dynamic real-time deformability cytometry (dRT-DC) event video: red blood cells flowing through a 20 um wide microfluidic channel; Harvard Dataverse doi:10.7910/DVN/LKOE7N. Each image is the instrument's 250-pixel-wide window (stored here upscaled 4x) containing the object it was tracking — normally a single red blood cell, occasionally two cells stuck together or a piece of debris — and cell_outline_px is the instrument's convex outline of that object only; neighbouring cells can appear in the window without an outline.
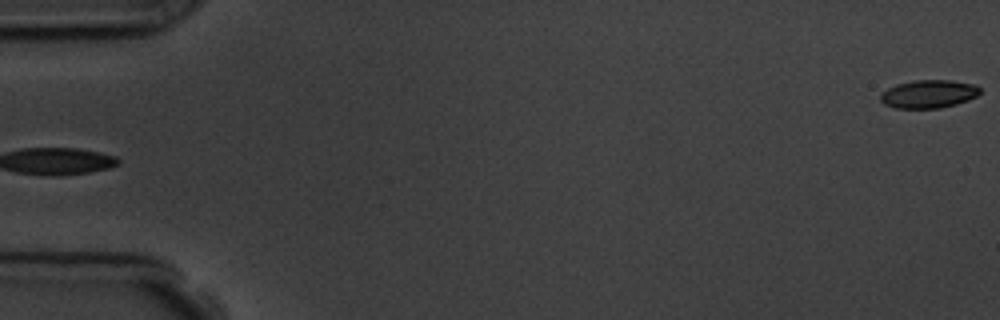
{"species": "common noctule bat (a hibernating species)", "species_latin": "Nyctalus noctula", "temperature_condition": "room temperature", "stored_images_in_passage": 5, "segment_of_instrument_passage": [2, 2], "camera_frame_rate_fps": 3000, "um_per_image_px": 0.085, "animal": {"sex": "male", "body_mass_g": 19.5, "forearm_length_mm": 54.6}, "frame": {"image": 1, "passage_image": 5, "time_ms": 5.667, "image_size_px": [1000, 320], "cell_outline_px": [[980, 92], [976, 96], [968, 100], [956, 104], [940, 108], [896, 108], [884, 104], [880, 100], [880, 96], [888, 88], [896, 84], [912, 80], [952, 80], [976, 84], [980, 88]], "centroid_in_image_um": [78.95, 7.98], "position_along_channel_um": 6.1, "area_um2": 16.36}}